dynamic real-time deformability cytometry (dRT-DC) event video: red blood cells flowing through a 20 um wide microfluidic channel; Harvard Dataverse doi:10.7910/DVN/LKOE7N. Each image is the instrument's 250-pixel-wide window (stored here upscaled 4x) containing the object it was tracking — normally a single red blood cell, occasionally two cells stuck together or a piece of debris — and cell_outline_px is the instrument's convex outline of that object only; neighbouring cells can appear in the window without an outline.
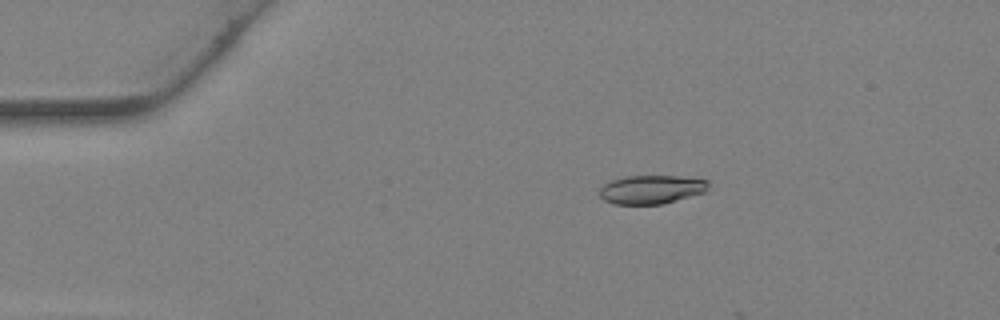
{"species": "Egyptian fruit bat (a non-hibernating species)", "species_latin": "Rousettus aegyptiacus", "temperature_condition": "warm", "stored_images_in_passage": 13, "camera_frame_rate_fps": 3000, "um_per_image_px": 0.085, "animal": {"sex": "female"}, "frame": {"image": 1, "passage_image": 1, "time_ms": 0.0, "image_size_px": [1000, 320], "cell_outline_px": [[708, 188], [704, 192], [664, 204], [612, 204], [604, 200], [600, 196], [600, 188], [604, 184], [612, 180], [628, 176], [676, 176], [708, 180]], "centroid_in_image_um": [55.35, 16.11], "position_along_channel_um": 29.6, "area_um2": 18.09}}
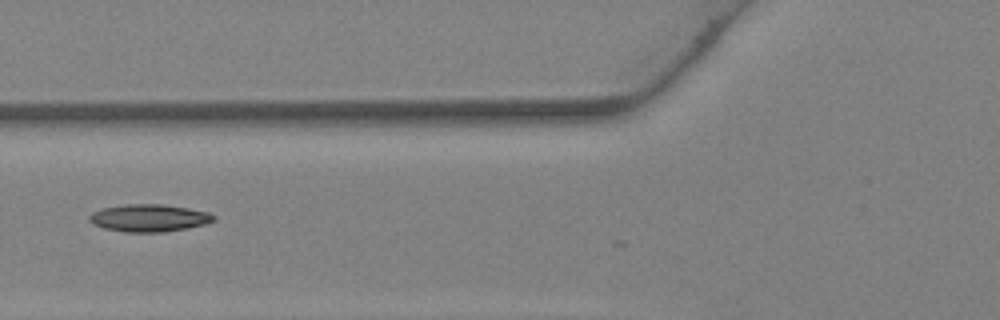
{"frame": {"image": 2, "passage_image": 9, "time_ms": 2.667, "image_size_px": [1000, 320], "cell_outline_px": [[216, 220], [204, 224], [188, 228], [164, 232], [124, 232], [104, 228], [92, 224], [88, 220], [88, 216], [92, 212], [100, 208], [124, 204], [160, 204], [188, 208], [208, 212], [216, 216]], "centroid_in_image_um": [12.64, 18.53], "position_along_channel_um": 113.2, "area_um2": 20.06}}
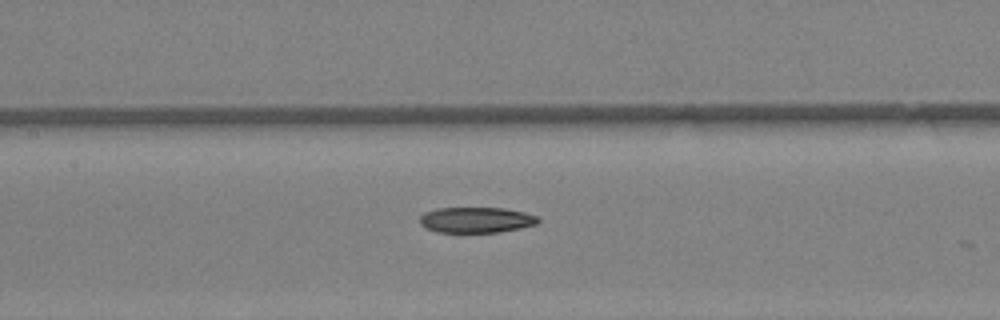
{"frame": {"image": 3, "passage_image": 12, "time_ms": 3.667, "image_size_px": [1000, 320], "cell_outline_px": [[540, 220], [536, 224], [520, 228], [500, 232], [436, 232], [424, 228], [420, 224], [420, 216], [424, 212], [436, 208], [504, 208], [524, 212], [536, 216]], "centroid_in_image_um": [40.44, 18.69], "position_along_channel_um": 167.0, "area_um2": 17.74}}